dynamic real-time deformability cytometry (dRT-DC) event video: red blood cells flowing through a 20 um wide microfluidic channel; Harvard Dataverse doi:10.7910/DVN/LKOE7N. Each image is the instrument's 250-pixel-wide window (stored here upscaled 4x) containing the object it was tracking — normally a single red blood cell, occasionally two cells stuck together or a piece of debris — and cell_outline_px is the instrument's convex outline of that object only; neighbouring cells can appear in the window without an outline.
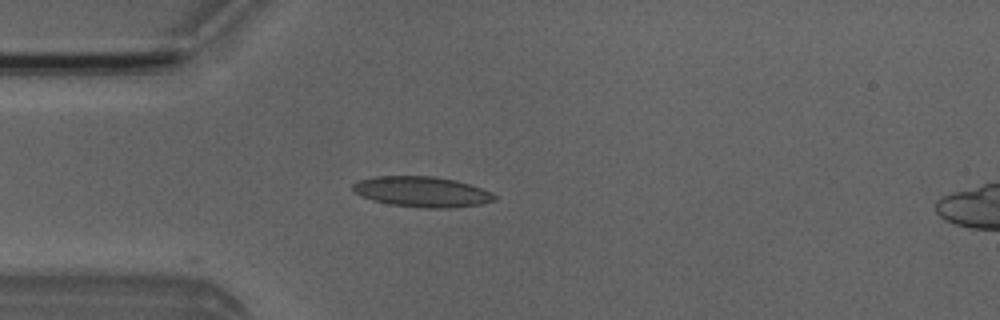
{"species": "Egyptian fruit bat (a non-hibernating species)", "species_latin": "Rousettus aegyptiacus", "temperature_condition": "room temperature", "stored_images_in_passage": 3, "camera_frame_rate_fps": 3000, "um_per_image_px": 0.085, "animal": {"sex": "male"}, "frame": {"image": 1, "passage_image": 3, "time_ms": 3.333, "image_size_px": [1000, 320], "cell_outline_px": [[496, 200], [480, 204], [452, 208], [424, 208], [388, 204], [372, 200], [356, 192], [352, 188], [352, 184], [360, 180], [376, 176], [432, 176], [456, 180], [492, 192], [496, 196]], "centroid_in_image_um": [35.88, 16.3], "position_along_channel_um": 49.1, "area_um2": 25.03}}